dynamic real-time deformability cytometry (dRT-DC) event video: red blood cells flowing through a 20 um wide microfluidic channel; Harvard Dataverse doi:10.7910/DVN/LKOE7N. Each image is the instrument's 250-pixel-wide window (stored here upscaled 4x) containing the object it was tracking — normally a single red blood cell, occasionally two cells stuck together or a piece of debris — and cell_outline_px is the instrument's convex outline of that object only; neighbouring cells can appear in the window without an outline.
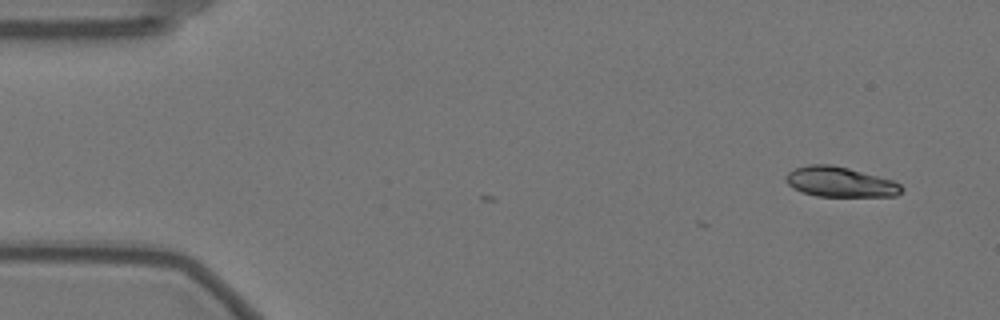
{"species": "Egyptian fruit bat (a non-hibernating species)", "species_latin": "Rousettus aegyptiacus", "temperature_condition": "warm", "stored_images_in_passage": 4, "camera_frame_rate_fps": 3000, "um_per_image_px": 0.085, "animal": {"sex": "female"}, "frame": {"image": 1, "passage_image": 1, "time_ms": 0.0, "image_size_px": [1000, 320], "cell_outline_px": [[904, 188], [896, 196], [816, 196], [800, 192], [792, 188], [784, 180], [784, 176], [788, 172], [796, 168], [808, 164], [832, 164], [848, 168], [892, 180], [900, 184]], "centroid_in_image_um": [71.35, 15.46], "position_along_channel_um": 13.6, "area_um2": 20.35}}